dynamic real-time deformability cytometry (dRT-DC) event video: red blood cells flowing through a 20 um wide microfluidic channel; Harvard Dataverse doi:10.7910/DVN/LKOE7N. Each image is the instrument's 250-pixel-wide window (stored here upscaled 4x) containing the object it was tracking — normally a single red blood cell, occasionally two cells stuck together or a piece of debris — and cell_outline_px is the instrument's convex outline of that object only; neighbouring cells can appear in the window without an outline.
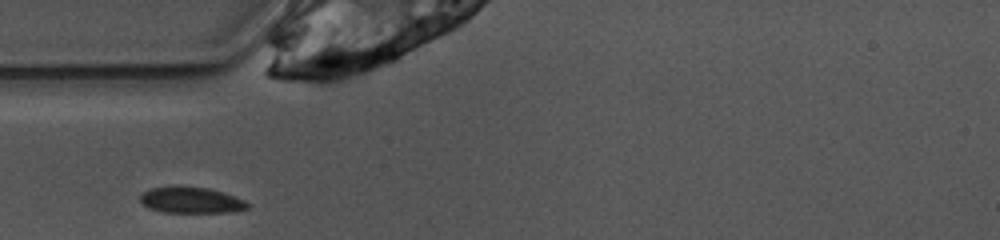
{"species": "common noctule bat (a hibernating species)", "species_latin": "Nyctalus noctula", "temperature_condition": "warm", "stored_images_in_passage": 18, "camera_frame_rate_fps": 3000, "um_per_image_px": 0.085, "animal": {"sex": "female", "body_mass_g": 10.0, "forearm_length_mm": 53.1}, "frame": {"image": 1, "passage_image": 1, "time_ms": 0.0, "image_size_px": [1000, 240], "cell_outline_px": [[252, 204], [248, 208], [236, 212], [164, 212], [148, 208], [140, 200], [140, 196], [144, 192], [152, 188], [208, 188], [224, 192], [236, 196]], "centroid_in_image_um": [16.34, 17.05], "position_along_channel_um": 68.7, "area_um2": 15.95}}
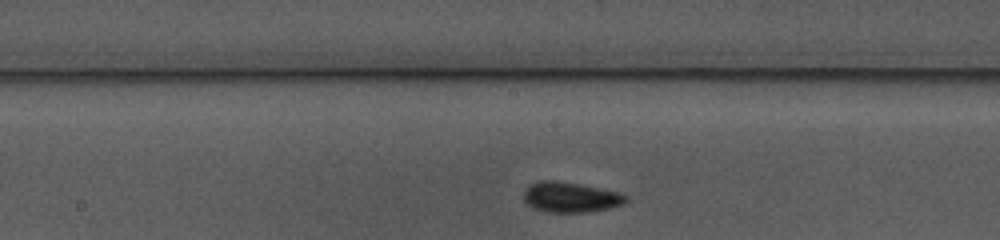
{"frame": {"image": 2, "passage_image": 11, "time_ms": 3.333, "image_size_px": [1000, 240], "cell_outline_px": [[628, 200], [624, 204], [608, 208], [588, 212], [548, 212], [536, 208], [528, 204], [524, 200], [524, 192], [528, 184], [540, 180], [556, 180], [600, 188], [620, 192], [628, 196]], "centroid_in_image_um": [48.51, 16.75], "position_along_channel_um": 199.7, "area_um2": 18.03}}
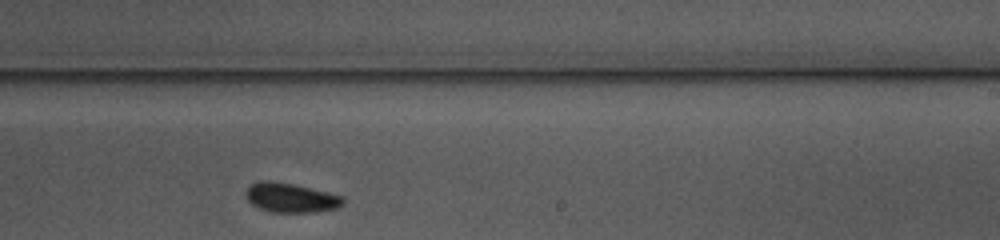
{"frame": {"image": 3, "passage_image": 16, "time_ms": 5.0, "image_size_px": [1000, 240], "cell_outline_px": [[344, 204], [336, 208], [316, 212], [272, 212], [260, 208], [252, 204], [244, 196], [244, 192], [252, 184], [260, 180], [272, 180], [296, 184], [344, 196]], "centroid_in_image_um": [24.72, 16.79], "position_along_channel_um": 264.3, "area_um2": 16.88}}